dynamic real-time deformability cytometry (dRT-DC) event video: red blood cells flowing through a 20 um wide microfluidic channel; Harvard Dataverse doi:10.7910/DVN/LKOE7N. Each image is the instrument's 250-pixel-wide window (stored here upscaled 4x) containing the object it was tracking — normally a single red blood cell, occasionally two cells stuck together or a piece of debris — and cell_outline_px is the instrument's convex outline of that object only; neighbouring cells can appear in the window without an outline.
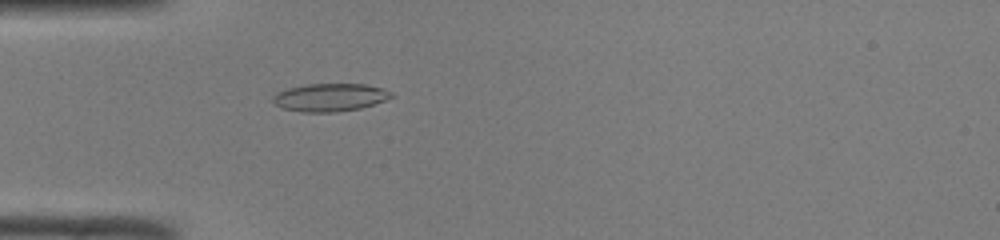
{"species": "common noctule bat (a hibernating species)", "species_latin": "Nyctalus noctula", "temperature_condition": "room temperature", "stored_images_in_passage": 44, "camera_frame_rate_fps": 3000, "um_per_image_px": 0.085, "animal": {"sex": "male", "body_mass_g": 19.0, "forearm_length_mm": 50.8}, "frame": {"image": 1, "passage_image": 10, "time_ms": 3.0, "image_size_px": [1000, 240], "cell_outline_px": [[396, 96], [360, 108], [336, 112], [300, 112], [280, 108], [272, 100], [272, 96], [276, 92], [288, 88], [308, 84], [364, 84], [384, 88], [392, 92]], "centroid_in_image_um": [28.03, 8.28], "position_along_channel_um": 57.0, "area_um2": 19.36}}
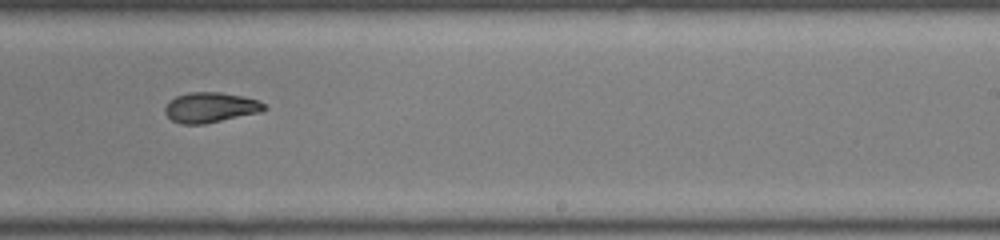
{"frame": {"image": 2, "passage_image": 26, "time_ms": 8.333, "image_size_px": [1000, 240], "cell_outline_px": [[268, 108], [260, 112], [204, 124], [180, 124], [172, 120], [164, 112], [164, 108], [168, 100], [176, 96], [188, 92], [220, 92], [244, 96], [256, 100], [264, 104]], "centroid_in_image_um": [17.85, 9.13], "position_along_channel_um": 271.1, "area_um2": 17.51}}
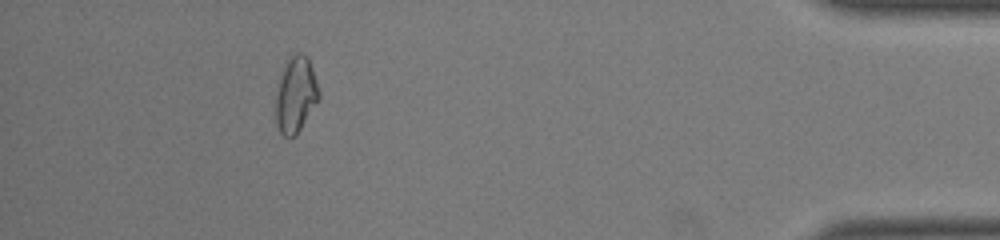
{"frame": {"image": 3, "passage_image": 40, "time_ms": 13.0, "image_size_px": [1000, 240], "cell_outline_px": [[320, 96], [296, 136], [284, 136], [280, 132], [276, 124], [276, 88], [284, 64], [296, 52], [304, 52], [308, 56], [320, 92]], "centroid_in_image_um": [25.13, 8.02], "position_along_channel_um": 410.1, "area_um2": 19.07}, "authors_computed_cell_mechanics": {"area_um2": 18.0336, "velocity_mm_per_s": 4.1229, "shape_relaxation_time_tau1_ms": 4.8355, "shape_relaxation_time_tau2_ms": 2.291, "deformation_change_tau1": 0.1644, "deformation_change_tau2": 0.0806}}